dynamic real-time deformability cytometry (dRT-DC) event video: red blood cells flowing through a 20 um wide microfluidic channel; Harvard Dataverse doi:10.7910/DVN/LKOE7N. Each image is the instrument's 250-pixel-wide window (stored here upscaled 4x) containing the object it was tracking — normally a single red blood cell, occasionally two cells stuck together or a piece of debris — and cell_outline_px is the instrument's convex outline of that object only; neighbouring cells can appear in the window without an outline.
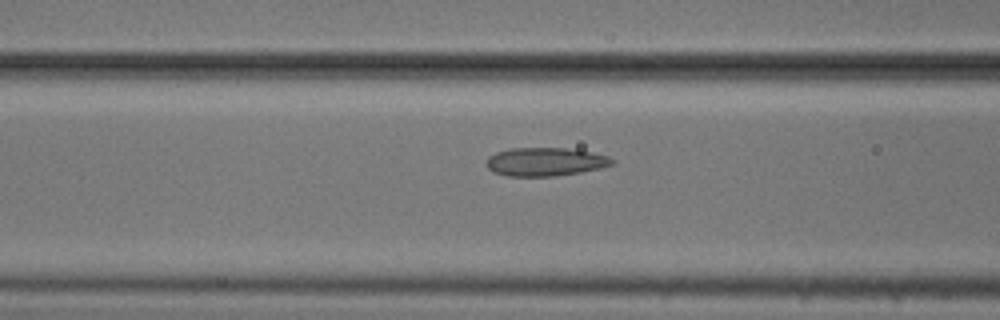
{"species": "common noctule bat (a hibernating species)", "species_latin": "Nyctalus noctula", "temperature_condition": "cold", "stored_images_in_passage": 25, "camera_frame_rate_fps": 3000, "um_per_image_px": 0.085, "animal": {"sex": "male", "body_mass_g": 20.5, "forearm_length_mm": 52.5}, "frame": {"image": 1, "passage_image": 16, "time_ms": 5.0, "image_size_px": [1000, 320], "cell_outline_px": [[616, 164], [600, 168], [580, 172], [556, 176], [508, 176], [492, 172], [484, 164], [488, 156], [496, 152], [508, 148], [564, 148], [592, 152], [608, 156], [616, 160]], "centroid_in_image_um": [46.33, 13.75], "position_along_channel_um": 120.3, "area_um2": 21.1}}
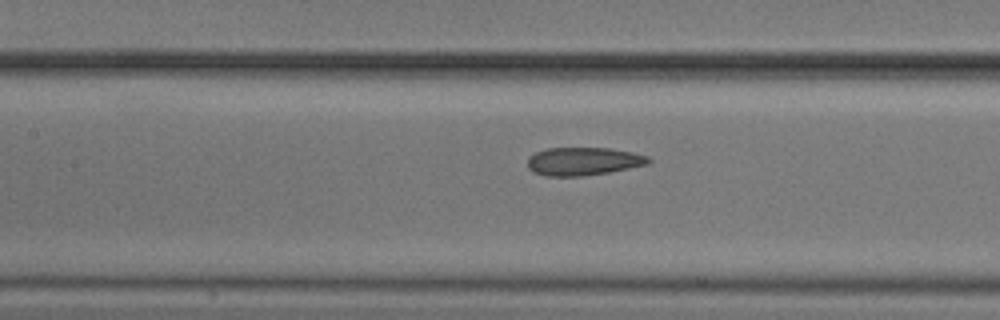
{"frame": {"image": 2, "passage_image": 19, "time_ms": 6.0, "image_size_px": [1000, 320], "cell_outline_px": [[652, 160], [648, 164], [608, 172], [584, 176], [544, 176], [532, 172], [528, 168], [528, 156], [536, 152], [548, 148], [608, 148], [632, 152], [648, 156]], "centroid_in_image_um": [49.55, 13.71], "position_along_channel_um": 157.8, "area_um2": 19.83}}
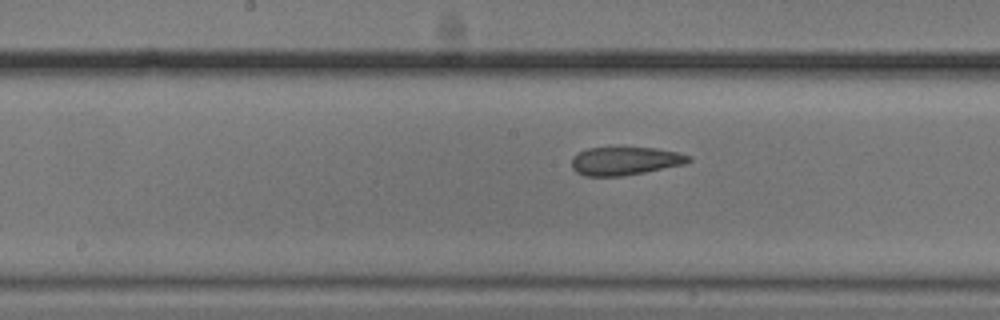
{"frame": {"image": 3, "passage_image": 22, "time_ms": 7.0, "image_size_px": [1000, 320], "cell_outline_px": [[692, 160], [684, 164], [644, 172], [620, 176], [584, 176], [576, 172], [572, 168], [572, 156], [576, 152], [588, 148], [616, 144], [620, 144], [656, 148], [676, 152], [692, 156]], "centroid_in_image_um": [53.08, 13.62], "position_along_channel_um": 195.1, "area_um2": 20.23}}